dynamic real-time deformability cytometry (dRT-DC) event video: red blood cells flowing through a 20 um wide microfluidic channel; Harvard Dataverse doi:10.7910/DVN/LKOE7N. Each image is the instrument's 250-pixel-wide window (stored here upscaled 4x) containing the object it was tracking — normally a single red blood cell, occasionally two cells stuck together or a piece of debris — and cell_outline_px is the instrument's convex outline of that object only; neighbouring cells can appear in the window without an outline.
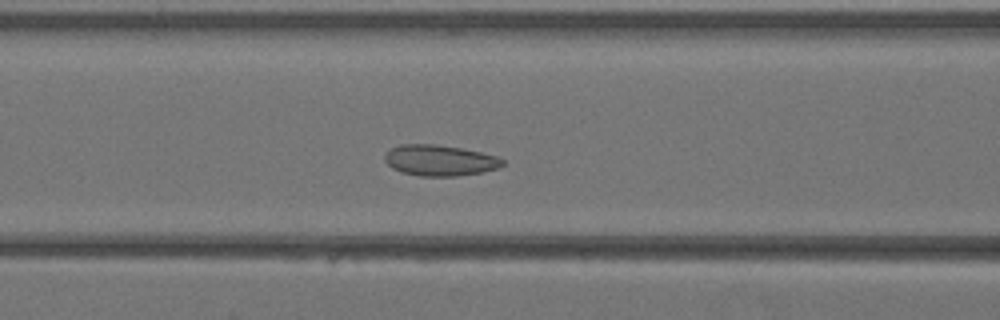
{"species": "Egyptian fruit bat (a non-hibernating species)", "species_latin": "Rousettus aegyptiacus", "temperature_condition": "warm", "stored_images_in_passage": 39, "camera_frame_rate_fps": 3000, "um_per_image_px": 0.085, "animal": {"sex": "female"}, "frame": {"image": 1, "passage_image": 14, "time_ms": 4.333, "image_size_px": [1000, 320], "cell_outline_px": [[504, 164], [500, 168], [480, 172], [456, 176], [420, 176], [400, 172], [392, 168], [384, 160], [384, 156], [392, 148], [400, 144], [436, 144], [460, 148], [480, 152], [496, 156], [504, 160]], "centroid_in_image_um": [37.37, 13.63], "position_along_channel_um": 129.2, "area_um2": 21.15}}
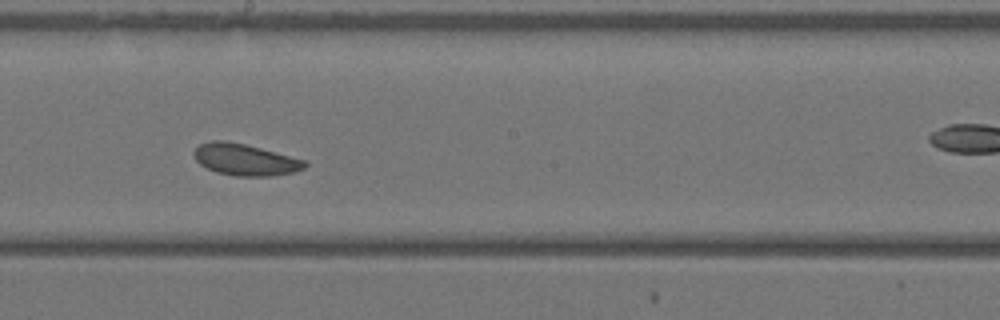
{"frame": {"image": 2, "passage_image": 20, "time_ms": 6.333, "image_size_px": [1000, 320], "cell_outline_px": [[308, 164], [304, 168], [292, 172], [268, 176], [236, 176], [216, 172], [200, 164], [196, 160], [192, 152], [200, 144], [212, 140], [228, 140], [260, 148], [304, 160]], "centroid_in_image_um": [20.79, 13.56], "position_along_channel_um": 227.4, "area_um2": 20.17}}
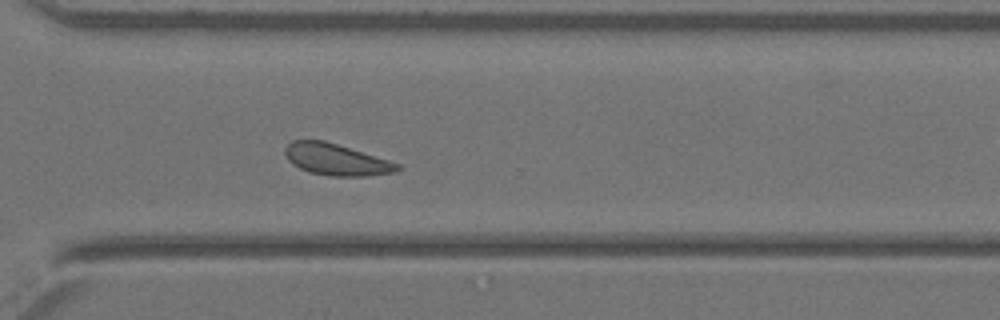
{"frame": {"image": 3, "passage_image": 27, "time_ms": 8.667, "image_size_px": [1000, 320], "cell_outline_px": [[400, 168], [396, 172], [368, 176], [332, 176], [308, 172], [292, 164], [288, 160], [284, 152], [284, 148], [292, 140], [324, 140], [388, 160], [400, 164]], "centroid_in_image_um": [28.55, 13.56], "position_along_channel_um": 342.1, "area_um2": 20.58}}